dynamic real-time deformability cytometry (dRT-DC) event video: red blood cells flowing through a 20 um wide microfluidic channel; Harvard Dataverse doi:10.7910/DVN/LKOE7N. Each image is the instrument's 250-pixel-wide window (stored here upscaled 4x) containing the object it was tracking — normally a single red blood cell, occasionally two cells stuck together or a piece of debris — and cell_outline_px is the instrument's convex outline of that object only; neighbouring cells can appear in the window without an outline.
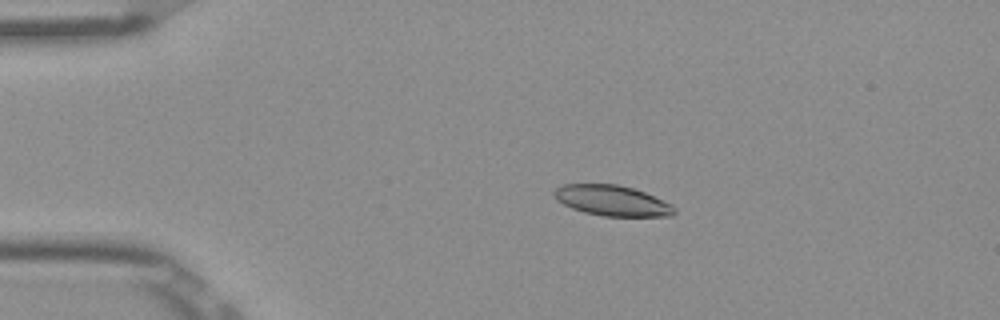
{"species": "Egyptian fruit bat (a non-hibernating species)", "species_latin": "Rousettus aegyptiacus", "temperature_condition": "room temperature", "stored_images_in_passage": 53, "camera_frame_rate_fps": 3000, "um_per_image_px": 0.085, "frame": {"image": 1, "passage_image": 11, "time_ms": 3.333, "image_size_px": [1000, 320], "cell_outline_px": [[676, 212], [672, 216], [604, 216], [584, 212], [572, 208], [556, 200], [552, 196], [552, 192], [560, 184], [616, 184], [632, 188], [644, 192], [672, 204], [676, 208]], "centroid_in_image_um": [52.01, 17.05], "position_along_channel_um": 33.0, "area_um2": 21.44}}
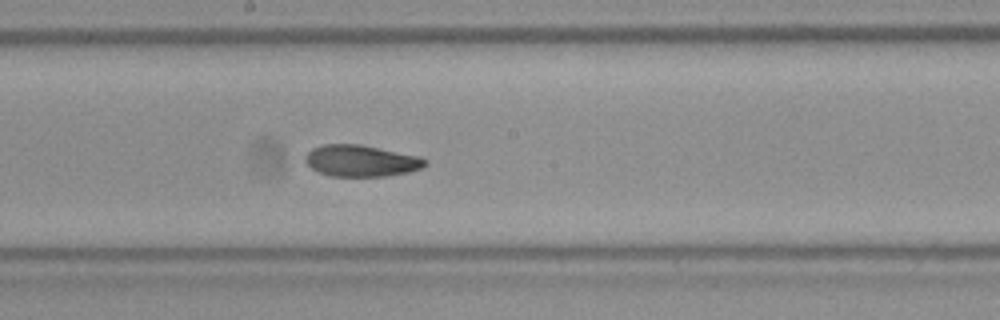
{"frame": {"image": 2, "passage_image": 29, "time_ms": 9.333, "image_size_px": [1000, 320], "cell_outline_px": [[428, 164], [420, 168], [408, 172], [388, 176], [332, 176], [320, 172], [312, 168], [304, 160], [304, 156], [312, 148], [324, 144], [360, 144], [420, 156], [428, 160]], "centroid_in_image_um": [30.71, 13.66], "position_along_channel_um": 217.5, "area_um2": 22.02}}
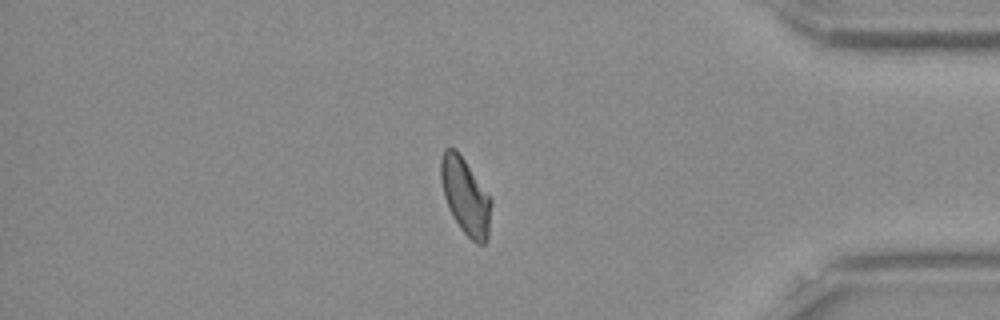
{"frame": {"image": 3, "passage_image": 45, "time_ms": 14.667, "image_size_px": [1000, 320], "cell_outline_px": [[492, 200], [488, 236], [484, 244], [476, 244], [460, 228], [448, 208], [444, 196], [440, 180], [440, 160], [444, 148], [456, 148]], "centroid_in_image_um": [39.54, 16.67], "position_along_channel_um": 395.7, "area_um2": 22.25}, "authors_computed_cell_mechanics": {"area_um2": 22.1374, "velocity_mm_per_s": 3.8783, "shape_relaxation_time_tau1_ms": 8.3591, "shape_relaxation_time_tau2_ms": 2.909, "deformation_change_tau1": 0.1944, "deformation_change_tau2": 0.089}}